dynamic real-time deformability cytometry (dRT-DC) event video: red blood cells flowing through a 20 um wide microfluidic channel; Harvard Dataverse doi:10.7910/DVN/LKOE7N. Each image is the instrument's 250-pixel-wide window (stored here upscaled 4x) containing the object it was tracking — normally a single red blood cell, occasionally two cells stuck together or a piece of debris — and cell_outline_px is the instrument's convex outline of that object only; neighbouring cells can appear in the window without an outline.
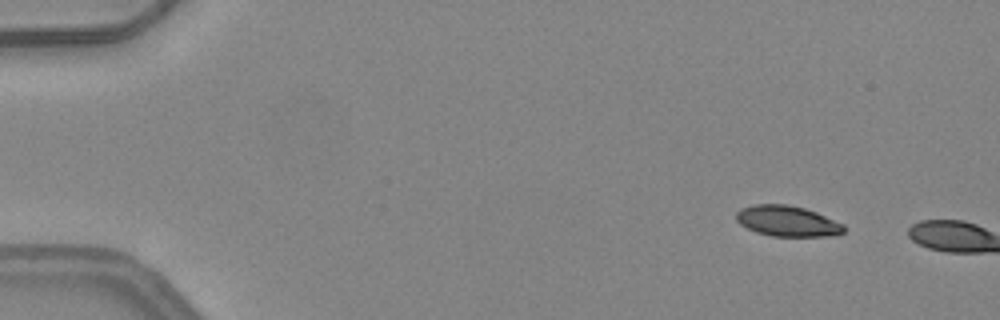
{"species": "common noctule bat (a hibernating species)", "species_latin": "Nyctalus noctula", "temperature_condition": "warm", "stored_images_in_passage": 2, "camera_frame_rate_fps": 3000, "um_per_image_px": 0.085, "animal": {"sex": "female", "body_mass_g": 24.6, "forearm_length_mm": 56.2}, "frame": {"image": 1, "passage_image": 1, "time_ms": 0.0, "image_size_px": [1000, 320], "cell_outline_px": [[844, 232], [836, 236], [772, 236], [756, 232], [740, 224], [736, 220], [736, 212], [740, 208], [752, 204], [788, 204], [804, 208], [816, 212], [844, 224]], "centroid_in_image_um": [66.92, 18.79], "position_along_channel_um": 18.1, "area_um2": 19.36}}